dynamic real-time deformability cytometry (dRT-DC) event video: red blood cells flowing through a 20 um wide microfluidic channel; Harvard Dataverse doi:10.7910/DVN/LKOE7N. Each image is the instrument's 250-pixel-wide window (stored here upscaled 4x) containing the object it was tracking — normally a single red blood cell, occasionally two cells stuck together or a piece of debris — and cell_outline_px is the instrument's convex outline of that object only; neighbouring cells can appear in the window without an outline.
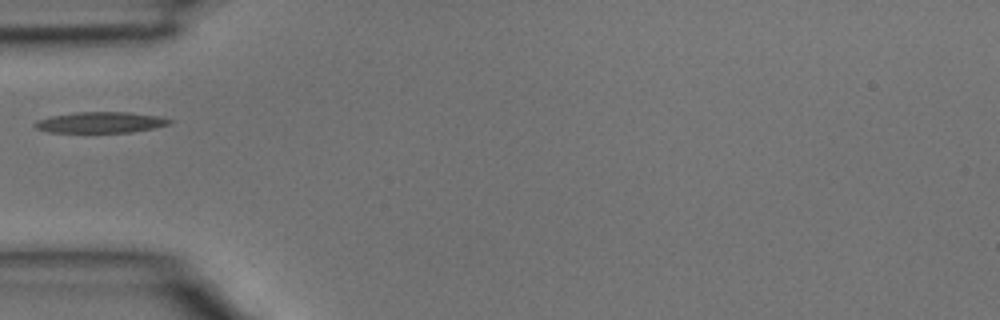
{"species": "common noctule bat (a hibernating species)", "species_latin": "Nyctalus noctula", "temperature_condition": "room temperature", "stored_images_in_passage": 1, "camera_frame_rate_fps": 3000, "um_per_image_px": 0.085, "animal": {"sex": "male", "body_mass_g": 15.6}, "frame": {"image": 1, "passage_image": 1, "time_ms": 0.0, "image_size_px": [1000, 320], "cell_outline_px": [[172, 120], [168, 124], [156, 128], [132, 132], [48, 132], [36, 128], [32, 124], [36, 120], [52, 116], [76, 112], [128, 112], [160, 116]], "centroid_in_image_um": [8.54, 10.4], "position_along_channel_um": 76.5, "area_um2": 16.42}}